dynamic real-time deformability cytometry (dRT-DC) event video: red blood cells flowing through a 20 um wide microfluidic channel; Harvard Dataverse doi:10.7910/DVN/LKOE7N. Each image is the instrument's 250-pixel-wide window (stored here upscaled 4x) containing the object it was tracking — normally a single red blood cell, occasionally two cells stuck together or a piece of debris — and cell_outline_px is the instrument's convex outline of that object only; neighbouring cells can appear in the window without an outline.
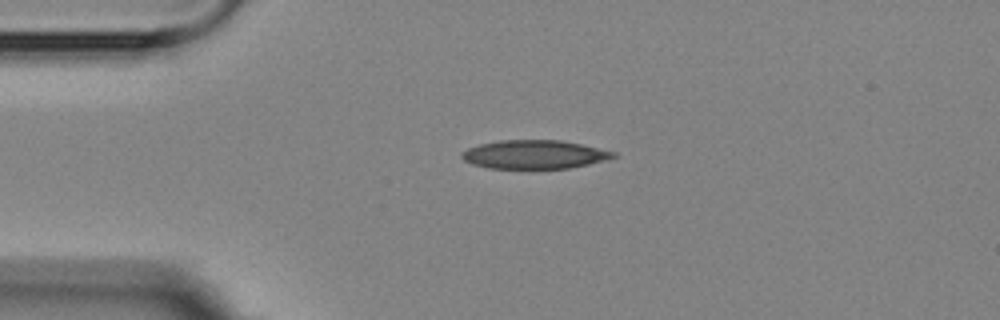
{"species": "Egyptian fruit bat (a non-hibernating species)", "species_latin": "Rousettus aegyptiacus", "temperature_condition": "room temperature", "stored_images_in_passage": 3, "camera_frame_rate_fps": 3000, "um_per_image_px": 0.085, "animal": {"sex": "female"}, "frame": {"image": 1, "passage_image": 1, "time_ms": 0.0, "image_size_px": [1000, 320], "cell_outline_px": [[616, 156], [608, 160], [568, 168], [488, 168], [472, 164], [464, 160], [460, 156], [460, 152], [468, 148], [480, 144], [500, 140], [560, 140], [580, 144], [616, 152]], "centroid_in_image_um": [45.4, 13.13], "position_along_channel_um": 39.6, "area_um2": 25.2}}
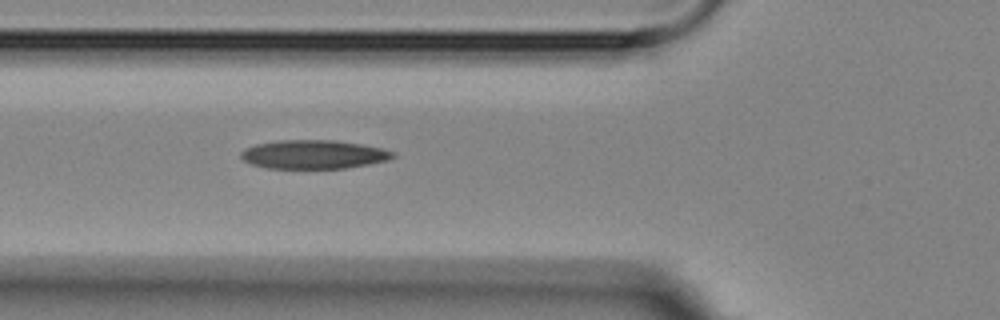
{"frame": {"image": 2, "passage_image": 3, "time_ms": 2.333, "image_size_px": [1000, 320], "cell_outline_px": [[396, 156], [388, 160], [368, 164], [344, 168], [264, 168], [252, 164], [244, 160], [240, 156], [240, 152], [244, 148], [256, 144], [280, 140], [336, 140], [360, 144], [380, 148], [396, 152]], "centroid_in_image_um": [26.64, 13.12], "position_along_channel_um": 99.2, "area_um2": 25.43}}